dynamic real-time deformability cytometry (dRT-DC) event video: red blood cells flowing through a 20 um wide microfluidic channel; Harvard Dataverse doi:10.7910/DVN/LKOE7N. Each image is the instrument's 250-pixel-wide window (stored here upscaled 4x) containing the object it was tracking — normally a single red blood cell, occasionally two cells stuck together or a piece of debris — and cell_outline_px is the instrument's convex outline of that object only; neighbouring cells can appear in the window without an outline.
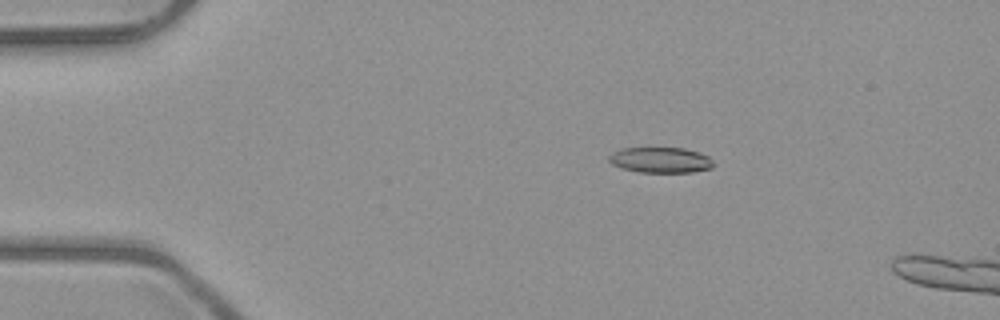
{"species": "common noctule bat (a hibernating species)", "species_latin": "Nyctalus noctula", "temperature_condition": "room temperature", "stored_images_in_passage": 4, "camera_frame_rate_fps": 3000, "um_per_image_px": 0.085, "animal": {"sex": "male", "body_mass_g": 23.1, "forearm_length_mm": 52.7}, "frame": {"image": 1, "passage_image": 3, "time_ms": 2.333, "image_size_px": [1000, 320], "cell_outline_px": [[712, 168], [692, 172], [640, 172], [624, 168], [612, 164], [608, 160], [608, 156], [612, 152], [624, 148], [684, 148], [708, 156], [712, 160]], "centroid_in_image_um": [56.13, 13.6], "position_along_channel_um": 28.9, "area_um2": 15.37}}